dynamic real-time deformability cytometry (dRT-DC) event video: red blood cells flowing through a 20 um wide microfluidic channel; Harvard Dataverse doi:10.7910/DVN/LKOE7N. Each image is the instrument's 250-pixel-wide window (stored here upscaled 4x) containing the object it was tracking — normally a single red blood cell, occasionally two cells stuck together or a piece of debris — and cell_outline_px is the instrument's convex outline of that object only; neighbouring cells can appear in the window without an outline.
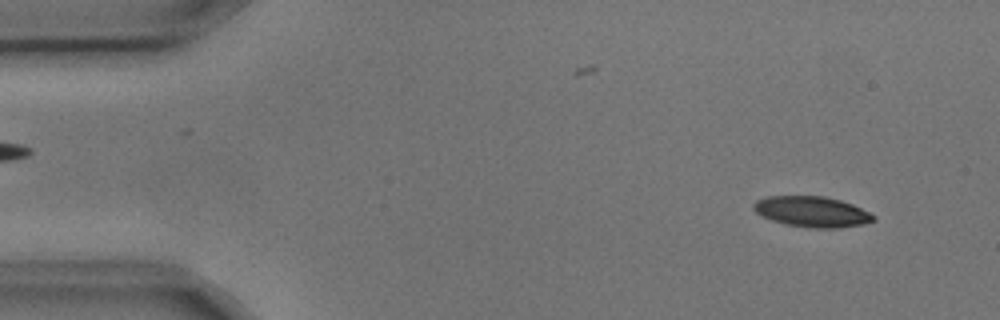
{"species": "common noctule bat (a hibernating species)", "species_latin": "Nyctalus noctula", "temperature_condition": "cold", "stored_images_in_passage": 5, "segment_of_instrument_passage": [2, 2], "camera_frame_rate_fps": 3000, "um_per_image_px": 0.085, "animal": {"sex": "male", "body_mass_g": 17.9, "forearm_length_mm": 54.2}, "frame": {"image": 1, "passage_image": 5, "time_ms": 1.333, "image_size_px": [1000, 320], "cell_outline_px": [[876, 220], [864, 224], [840, 228], [812, 228], [784, 224], [760, 216], [752, 208], [752, 204], [756, 200], [768, 196], [824, 196], [840, 200], [852, 204], [876, 216]], "centroid_in_image_um": [69.0, 18.0], "position_along_channel_um": 16.0, "area_um2": 21.56}}